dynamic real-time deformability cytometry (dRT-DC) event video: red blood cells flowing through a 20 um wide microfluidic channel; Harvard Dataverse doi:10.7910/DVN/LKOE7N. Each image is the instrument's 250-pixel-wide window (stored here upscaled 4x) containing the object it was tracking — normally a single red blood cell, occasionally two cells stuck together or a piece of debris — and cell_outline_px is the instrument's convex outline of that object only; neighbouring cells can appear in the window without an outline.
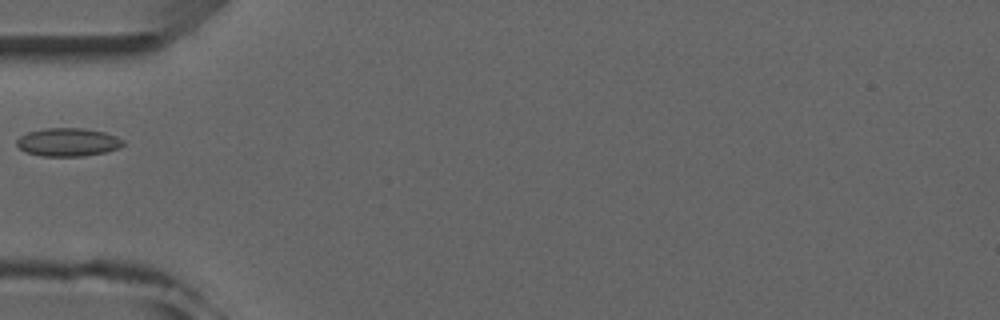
{"species": "common noctule bat (a hibernating species)", "species_latin": "Nyctalus noctula", "temperature_condition": "room temperature", "stored_images_in_passage": 5, "camera_frame_rate_fps": 3000, "um_per_image_px": 0.085, "animal": {"sex": "male", "forearm_length_mm": 52.5}, "frame": {"image": 1, "passage_image": 5, "time_ms": 5.333, "image_size_px": [1000, 320], "cell_outline_px": [[124, 144], [120, 148], [104, 152], [84, 156], [44, 156], [24, 152], [16, 144], [16, 140], [20, 136], [28, 132], [44, 128], [84, 128], [104, 132], [116, 136], [124, 140]], "centroid_in_image_um": [5.77, 12.08], "position_along_channel_um": 79.2, "area_um2": 17.57}}